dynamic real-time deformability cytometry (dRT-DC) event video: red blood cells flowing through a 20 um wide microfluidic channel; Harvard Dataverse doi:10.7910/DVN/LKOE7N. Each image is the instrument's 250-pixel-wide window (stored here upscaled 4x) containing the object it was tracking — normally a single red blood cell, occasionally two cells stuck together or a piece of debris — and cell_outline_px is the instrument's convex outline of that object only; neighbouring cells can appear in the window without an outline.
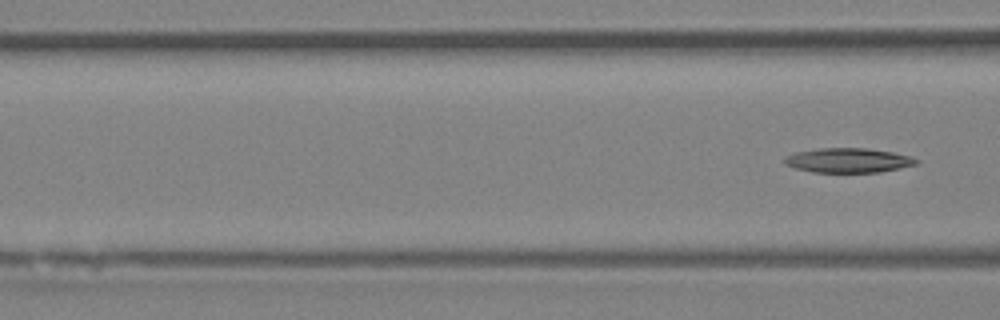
{"species": "Egyptian fruit bat (a non-hibernating species)", "species_latin": "Rousettus aegyptiacus", "temperature_condition": "room temperature", "stored_images_in_passage": 18, "segment_of_instrument_passage": [2, 2], "camera_frame_rate_fps": 3000, "um_per_image_px": 0.085, "animal": {"sex": "female"}, "frame": {"image": 1, "passage_image": 18, "time_ms": 5.667, "image_size_px": [1000, 320], "cell_outline_px": [[920, 160], [916, 164], [900, 168], [880, 172], [812, 172], [796, 168], [784, 164], [784, 156], [796, 152], [820, 148], [864, 148], [892, 152], [912, 156]], "centroid_in_image_um": [72.1, 13.63], "position_along_channel_um": 94.5, "area_um2": 18.84}}